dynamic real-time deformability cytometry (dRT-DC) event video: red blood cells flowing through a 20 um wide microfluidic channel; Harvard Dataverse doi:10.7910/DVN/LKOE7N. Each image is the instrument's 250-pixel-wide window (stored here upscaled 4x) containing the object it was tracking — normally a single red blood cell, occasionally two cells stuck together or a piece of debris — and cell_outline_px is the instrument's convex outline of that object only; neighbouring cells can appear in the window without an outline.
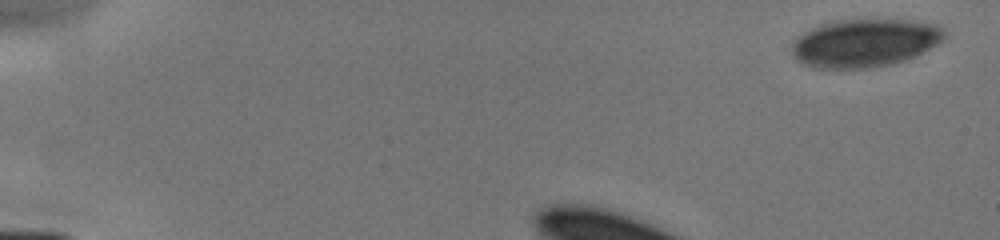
{"species": "human", "species_latin": "Homo sapiens", "temperature_condition": "cold", "stored_images_in_passage": 4, "camera_frame_rate_fps": 3000, "um_per_image_px": 0.085, "donor": {"sex": "male"}, "frame": {"image": 1, "passage_image": 1, "time_ms": 0.0, "image_size_px": [1000, 240], "cell_outline_px": [[948, 36], [944, 40], [908, 60], [892, 64], [868, 68], [812, 68], [796, 60], [792, 52], [792, 44], [804, 32], [812, 28], [824, 24], [840, 20], [908, 20], [936, 24], [944, 28]], "centroid_in_image_um": [73.55, 3.66], "position_along_channel_um": 11.4, "area_um2": 42.71}}